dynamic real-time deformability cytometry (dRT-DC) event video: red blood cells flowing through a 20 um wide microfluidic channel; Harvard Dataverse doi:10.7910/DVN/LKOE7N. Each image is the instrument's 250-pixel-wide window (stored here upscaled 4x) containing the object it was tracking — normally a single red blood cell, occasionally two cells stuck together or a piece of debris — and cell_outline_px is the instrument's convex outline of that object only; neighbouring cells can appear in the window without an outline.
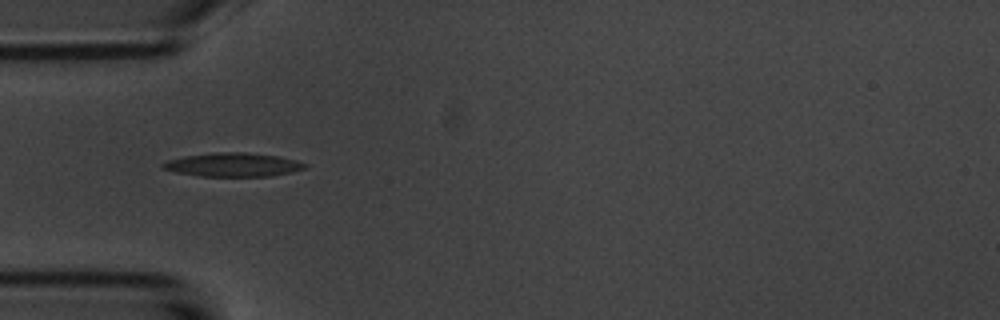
{"species": "common noctule bat (a hibernating species)", "species_latin": "Nyctalus noctula", "temperature_condition": "room temperature", "stored_images_in_passage": 4, "camera_frame_rate_fps": 3000, "um_per_image_px": 0.085, "animal": {"sex": "male", "body_mass_g": 20.1, "forearm_length_mm": 53.5}, "frame": {"image": 1, "passage_image": 2, "time_ms": 1.0, "image_size_px": [1000, 320], "cell_outline_px": [[308, 168], [292, 172], [268, 176], [200, 176], [176, 172], [160, 168], [160, 164], [168, 160], [184, 156], [216, 152], [244, 152], [280, 156], [296, 160], [308, 164]], "centroid_in_image_um": [19.82, 14.0], "position_along_channel_um": 65.2, "area_um2": 19.77}}
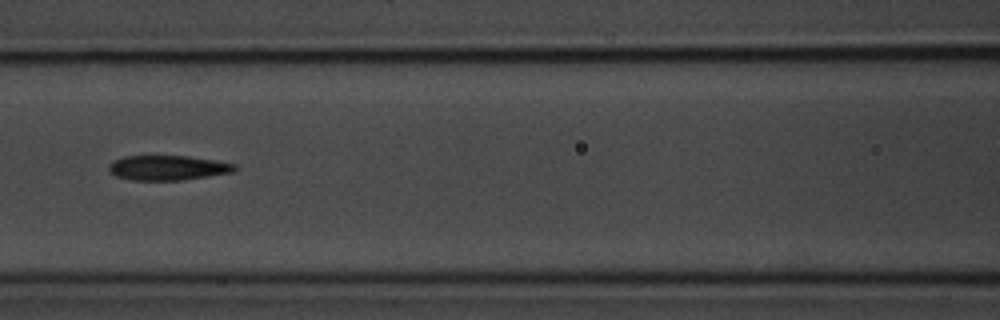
{"frame": {"image": 2, "passage_image": 4, "time_ms": 3.333, "image_size_px": [1000, 320], "cell_outline_px": [[236, 168], [232, 172], [184, 180], [132, 180], [116, 176], [108, 168], [108, 164], [112, 160], [124, 156], [188, 156], [216, 160], [236, 164]], "centroid_in_image_um": [14.24, 14.25], "position_along_channel_um": 152.4, "area_um2": 18.21}}